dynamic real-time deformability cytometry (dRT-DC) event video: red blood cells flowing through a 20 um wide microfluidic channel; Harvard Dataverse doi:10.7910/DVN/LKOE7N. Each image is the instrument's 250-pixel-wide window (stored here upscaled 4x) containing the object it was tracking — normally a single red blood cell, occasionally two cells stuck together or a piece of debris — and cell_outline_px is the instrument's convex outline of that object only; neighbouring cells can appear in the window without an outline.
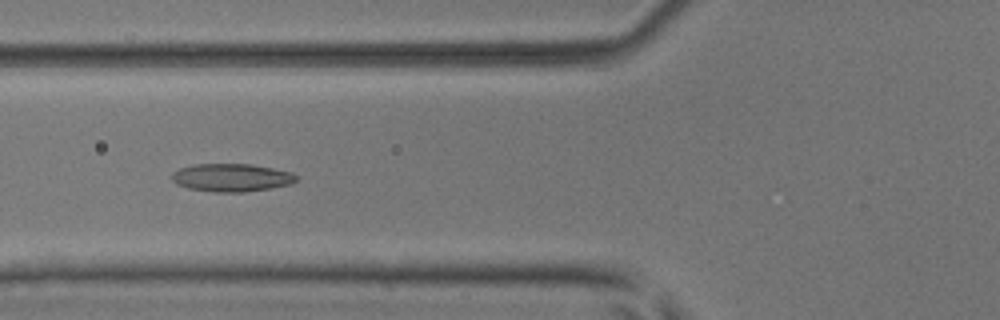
{"species": "common noctule bat (a hibernating species)", "species_latin": "Nyctalus noctula", "temperature_condition": "room temperature", "stored_images_in_passage": 5, "camera_frame_rate_fps": 3000, "um_per_image_px": 0.085, "animal": {"sex": "male", "body_mass_g": 17.9, "forearm_length_mm": 54.2}, "frame": {"image": 1, "passage_image": 5, "time_ms": 1.333, "image_size_px": [1000, 320], "cell_outline_px": [[296, 180], [292, 184], [272, 188], [244, 192], [216, 192], [188, 188], [176, 184], [172, 180], [172, 172], [180, 168], [196, 164], [252, 164], [292, 172], [296, 176]], "centroid_in_image_um": [19.68, 15.1], "position_along_channel_um": 106.1, "area_um2": 20.29}}